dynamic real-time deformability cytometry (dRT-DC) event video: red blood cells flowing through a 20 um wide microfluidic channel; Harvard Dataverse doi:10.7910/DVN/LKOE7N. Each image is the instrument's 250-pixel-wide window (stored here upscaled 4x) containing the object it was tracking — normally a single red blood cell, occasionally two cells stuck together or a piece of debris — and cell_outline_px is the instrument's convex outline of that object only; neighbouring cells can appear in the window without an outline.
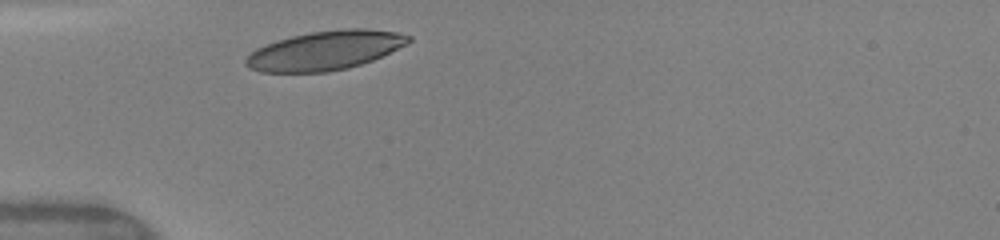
{"species": "human", "species_latin": "Homo sapiens", "temperature_condition": "warm", "stored_images_in_passage": 1, "camera_frame_rate_fps": 3000, "um_per_image_px": 0.085, "donor": {"sex": "female"}, "frame": {"image": 1, "passage_image": 1, "time_ms": 0.0, "image_size_px": [1000, 240], "cell_outline_px": [[412, 40], [372, 60], [348, 68], [328, 72], [260, 72], [244, 64], [244, 60], [256, 48], [276, 40], [292, 36], [312, 32], [344, 28], [368, 28], [396, 32], [412, 36]], "centroid_in_image_um": [27.61, 4.28], "position_along_channel_um": 57.4, "area_um2": 36.76}}